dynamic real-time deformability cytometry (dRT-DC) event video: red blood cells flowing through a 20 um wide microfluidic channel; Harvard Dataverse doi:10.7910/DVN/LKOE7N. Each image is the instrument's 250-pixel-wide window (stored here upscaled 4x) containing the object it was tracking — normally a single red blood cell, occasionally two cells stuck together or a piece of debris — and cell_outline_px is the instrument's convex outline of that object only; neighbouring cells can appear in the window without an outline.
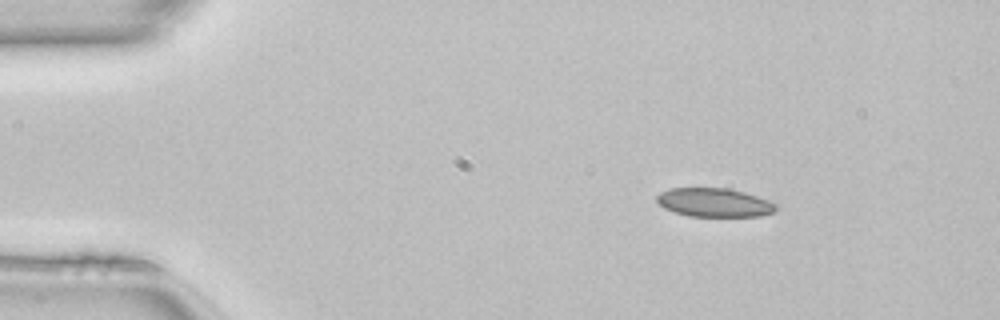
{"species": "common noctule bat (a hibernating species)", "species_latin": "Nyctalus noctula", "temperature_condition": "room temperature", "stored_images_in_passage": 49, "camera_frame_rate_fps": 3000, "um_per_image_px": 0.085, "animal": {"sex": "female", "body_mass_g": 22.7, "forearm_length_mm": 54.2}, "frame": {"image": 1, "passage_image": 7, "time_ms": 2.0, "image_size_px": [1000, 320], "cell_outline_px": [[776, 208], [772, 212], [760, 216], [688, 216], [664, 208], [656, 200], [656, 196], [660, 192], [668, 188], [728, 188], [744, 192], [768, 200], [776, 204]], "centroid_in_image_um": [60.68, 17.2], "position_along_channel_um": 24.3, "area_um2": 19.83}}
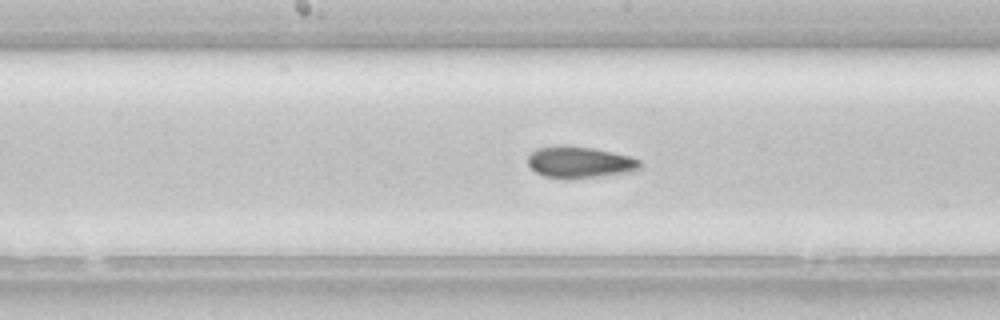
{"frame": {"image": 2, "passage_image": 25, "time_ms": 8.0, "image_size_px": [1000, 320], "cell_outline_px": [[640, 168], [632, 172], [564, 180], [544, 176], [536, 172], [528, 164], [528, 156], [536, 148], [556, 144], [564, 144], [592, 148], [632, 156], [640, 160]], "centroid_in_image_um": [49.25, 13.78], "position_along_channel_um": 199.0, "area_um2": 20.98}}
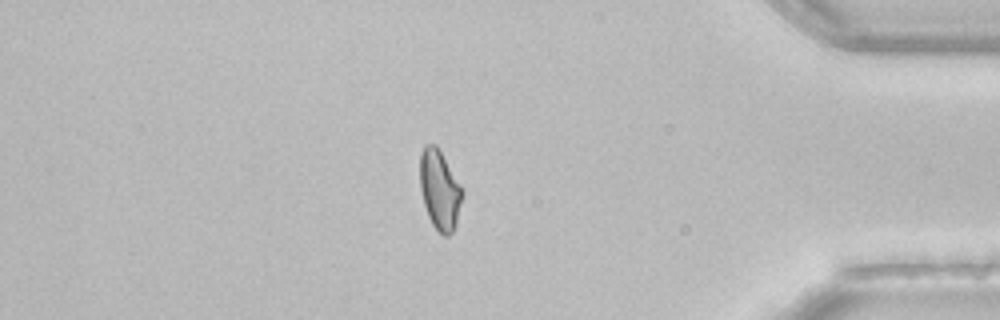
{"frame": {"image": 3, "passage_image": 42, "time_ms": 13.667, "image_size_px": [1000, 320], "cell_outline_px": [[464, 192], [456, 224], [452, 232], [448, 236], [444, 236], [432, 224], [428, 216], [424, 204], [420, 188], [420, 152], [424, 144], [436, 144], [464, 188]], "centroid_in_image_um": [37.38, 16.1], "position_along_channel_um": 397.8, "area_um2": 19.88}, "authors_computed_cell_mechanics": {"area_um2": 20.1144, "velocity_mm_per_s": 4.1372, "shape_relaxation_time_tau1_ms": null, "shape_relaxation_time_tau2_ms": 2.6131, "deformation_change_tau1": null, "deformation_change_tau2": 0.0846}}